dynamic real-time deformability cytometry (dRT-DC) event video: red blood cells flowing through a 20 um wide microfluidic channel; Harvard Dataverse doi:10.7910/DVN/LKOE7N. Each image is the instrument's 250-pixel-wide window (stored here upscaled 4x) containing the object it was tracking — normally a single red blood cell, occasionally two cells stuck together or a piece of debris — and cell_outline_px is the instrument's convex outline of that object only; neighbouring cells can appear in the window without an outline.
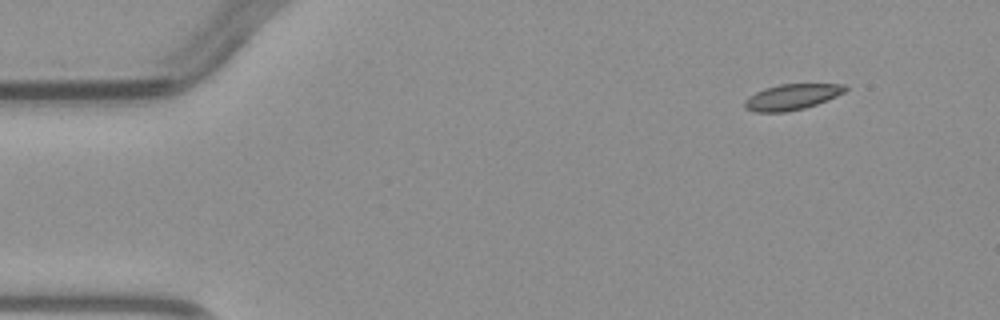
{"species": "common noctule bat (a hibernating species)", "species_latin": "Nyctalus noctula", "temperature_condition": "warm", "stored_images_in_passage": 4, "camera_frame_rate_fps": 3000, "um_per_image_px": 0.085, "animal": {"sex": "male", "body_mass_g": 23.1, "forearm_length_mm": 52.7}, "frame": {"image": 1, "passage_image": 1, "time_ms": 0.0, "image_size_px": [1000, 320], "cell_outline_px": [[848, 88], [844, 92], [836, 96], [816, 104], [804, 108], [788, 112], [756, 112], [744, 108], [744, 100], [748, 96], [764, 88], [780, 84], [844, 84]], "centroid_in_image_um": [67.27, 8.24], "position_along_channel_um": 17.7, "area_um2": 15.09}}
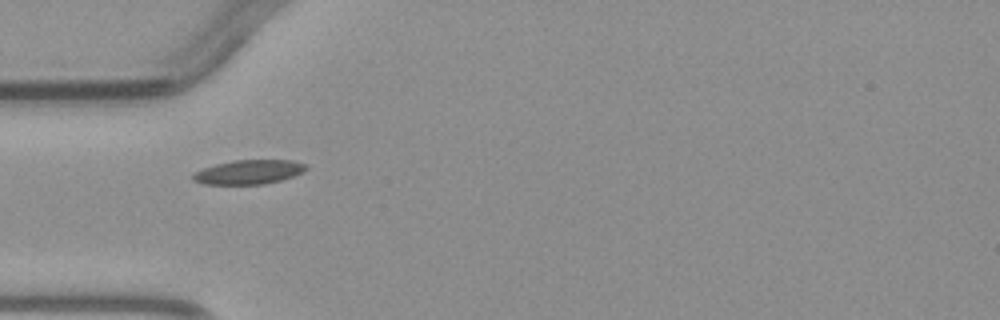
{"frame": {"image": 2, "passage_image": 4, "time_ms": 3.333, "image_size_px": [1000, 320], "cell_outline_px": [[308, 168], [304, 172], [280, 180], [264, 184], [204, 184], [192, 180], [192, 172], [216, 164], [232, 160], [292, 160], [308, 164]], "centroid_in_image_um": [21.15, 14.61], "position_along_channel_um": 63.9, "area_um2": 16.07}}